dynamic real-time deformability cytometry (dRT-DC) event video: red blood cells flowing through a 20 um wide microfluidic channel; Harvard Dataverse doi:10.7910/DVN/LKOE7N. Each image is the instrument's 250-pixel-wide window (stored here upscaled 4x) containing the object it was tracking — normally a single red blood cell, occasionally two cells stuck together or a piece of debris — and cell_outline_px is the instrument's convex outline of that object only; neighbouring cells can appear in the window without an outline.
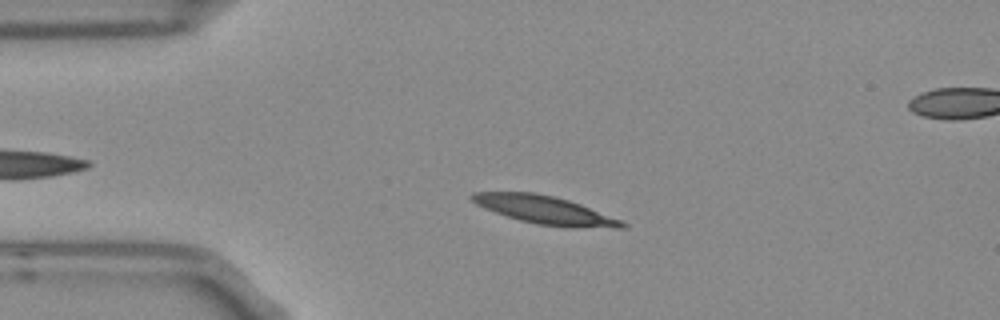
{"species": "Egyptian fruit bat (a non-hibernating species)", "species_latin": "Rousettus aegyptiacus", "temperature_condition": "room temperature", "stored_images_in_passage": 5, "camera_frame_rate_fps": 3000, "um_per_image_px": 0.085, "frame": {"image": 1, "passage_image": 3, "time_ms": 0.667, "image_size_px": [1000, 320], "cell_outline_px": [[628, 228], [568, 228], [536, 224], [520, 220], [484, 208], [476, 204], [468, 196], [472, 192], [536, 192], [568, 200], [580, 204], [620, 220], [628, 224]], "centroid_in_image_um": [46.33, 17.86], "position_along_channel_um": 38.7, "area_um2": 24.57}}
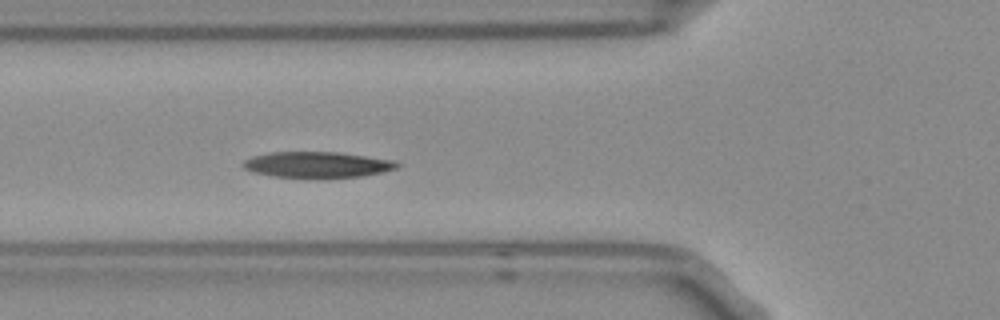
{"frame": {"image": 2, "passage_image": 5, "time_ms": 1.333, "image_size_px": [1000, 320], "cell_outline_px": [[400, 164], [396, 168], [380, 172], [360, 176], [272, 176], [252, 172], [244, 168], [240, 164], [244, 160], [252, 156], [268, 152], [336, 152], [396, 160]], "centroid_in_image_um": [26.91, 13.96], "position_along_channel_um": 98.9, "area_um2": 22.66}}